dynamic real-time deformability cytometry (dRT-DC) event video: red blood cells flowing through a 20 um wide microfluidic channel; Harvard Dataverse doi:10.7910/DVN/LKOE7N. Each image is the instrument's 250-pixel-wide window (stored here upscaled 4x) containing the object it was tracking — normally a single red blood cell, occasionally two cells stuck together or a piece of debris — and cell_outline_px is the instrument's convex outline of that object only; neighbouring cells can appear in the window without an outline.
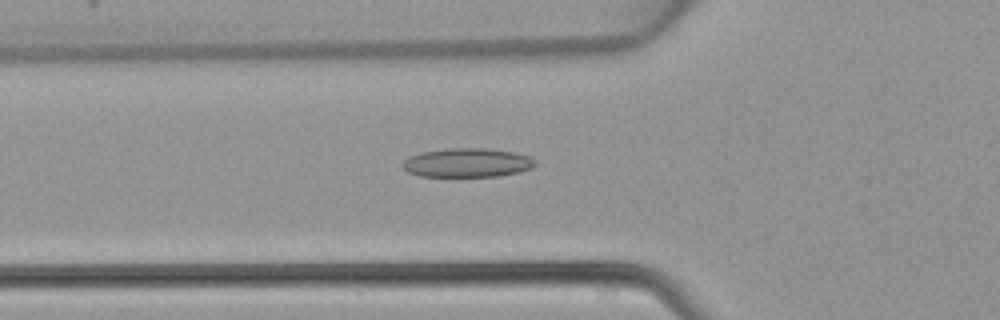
{"species": "common noctule bat (a hibernating species)", "species_latin": "Nyctalus noctula", "temperature_condition": "warm", "stored_images_in_passage": 32, "camera_frame_rate_fps": 3000, "um_per_image_px": 0.085, "animal": {"sex": "female", "body_mass_g": 22.7, "forearm_length_mm": 54.2}, "frame": {"image": 1, "passage_image": 2, "time_ms": 0.333, "image_size_px": [1000, 320], "cell_outline_px": [[536, 164], [532, 168], [520, 172], [496, 176], [420, 176], [408, 172], [400, 164], [404, 160], [420, 152], [448, 148], [484, 148], [516, 152], [528, 156], [536, 160]], "centroid_in_image_um": [39.73, 13.82], "position_along_channel_um": 86.1, "area_um2": 22.43}}
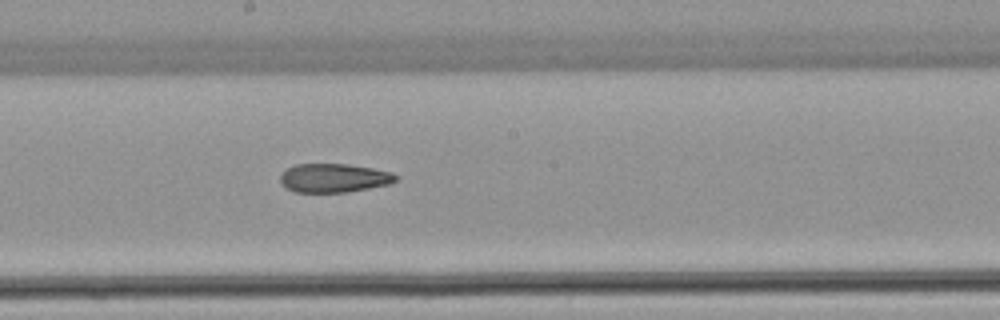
{"frame": {"image": 2, "passage_image": 11, "time_ms": 3.333, "image_size_px": [1000, 320], "cell_outline_px": [[396, 180], [388, 184], [348, 192], [292, 192], [280, 180], [280, 176], [288, 168], [296, 164], [348, 164], [372, 168], [392, 172], [396, 176]], "centroid_in_image_um": [28.38, 15.13], "position_along_channel_um": 219.8, "area_um2": 19.13}}
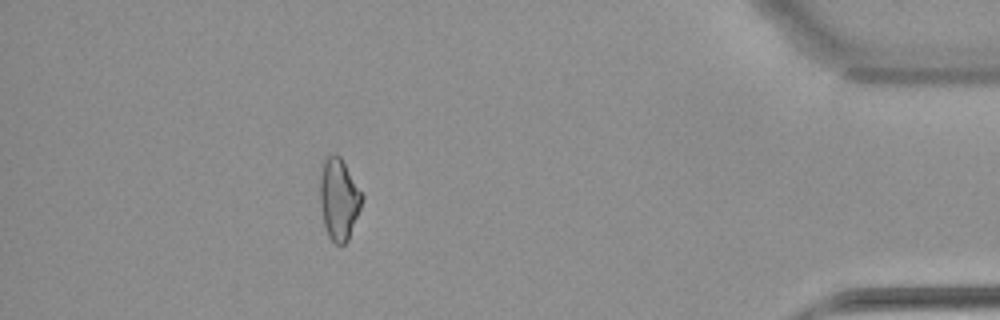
{"frame": {"image": 3, "passage_image": 27, "time_ms": 8.667, "image_size_px": [1000, 320], "cell_outline_px": [[364, 196], [360, 208], [348, 240], [344, 244], [336, 244], [328, 236], [324, 228], [320, 204], [320, 176], [324, 160], [332, 152], [340, 156]], "centroid_in_image_um": [28.79, 16.92], "position_along_channel_um": 406.4, "area_um2": 19.88}}